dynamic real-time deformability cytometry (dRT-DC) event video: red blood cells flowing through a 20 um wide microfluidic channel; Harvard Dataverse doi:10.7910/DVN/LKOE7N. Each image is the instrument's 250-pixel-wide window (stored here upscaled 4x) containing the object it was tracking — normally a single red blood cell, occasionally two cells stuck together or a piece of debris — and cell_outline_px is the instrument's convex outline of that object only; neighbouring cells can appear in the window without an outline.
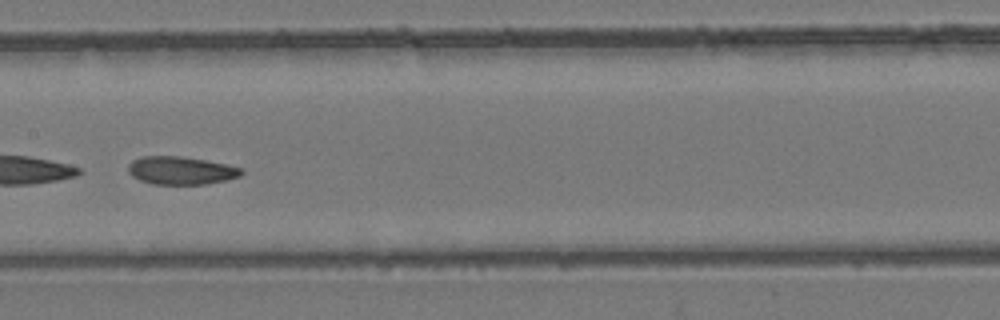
{"species": "common noctule bat (a hibernating species)", "species_latin": "Nyctalus noctula", "temperature_condition": "room temperature", "stored_images_in_passage": 34, "camera_frame_rate_fps": 3000, "um_per_image_px": 0.085, "animal": {"sex": "female", "body_mass_g": 24.6, "forearm_length_mm": 56.2}, "frame": {"image": 1, "passage_image": 12, "time_ms": 3.667, "image_size_px": [1000, 320], "cell_outline_px": [[244, 172], [240, 176], [228, 180], [204, 184], [152, 184], [140, 180], [132, 176], [128, 172], [128, 164], [132, 160], [144, 156], [180, 156], [204, 160], [244, 168]], "centroid_in_image_um": [15.38, 14.49], "position_along_channel_um": 192.0, "area_um2": 18.5}}
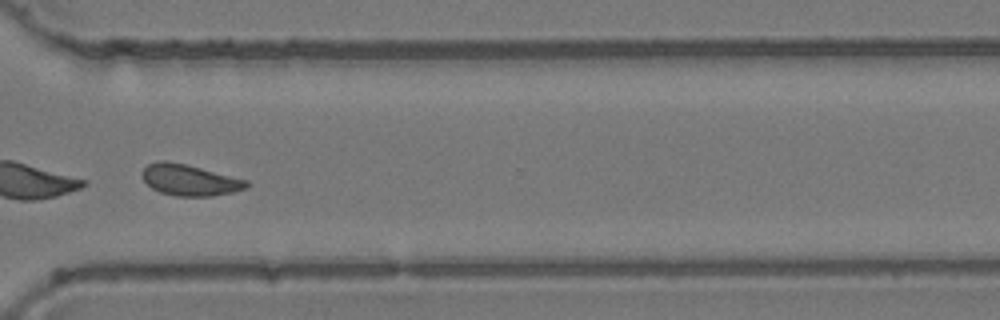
{"frame": {"image": 2, "passage_image": 25, "time_ms": 8.0, "image_size_px": [1000, 320], "cell_outline_px": [[248, 188], [232, 192], [212, 196], [176, 196], [160, 192], [152, 188], [140, 176], [140, 172], [148, 164], [156, 160], [164, 160], [184, 164], [248, 180]], "centroid_in_image_um": [16.08, 15.3], "position_along_channel_um": 354.5, "area_um2": 18.9}, "authors_computed_cell_mechanics": {"area_um2": 18.6983, "velocity_mm_per_s": 3.7561, "shape_relaxation_time_tau1_ms": null, "shape_relaxation_time_tau2_ms": 4.2544, "deformation_change_tau1": null, "deformation_change_tau2": 0.1035}}